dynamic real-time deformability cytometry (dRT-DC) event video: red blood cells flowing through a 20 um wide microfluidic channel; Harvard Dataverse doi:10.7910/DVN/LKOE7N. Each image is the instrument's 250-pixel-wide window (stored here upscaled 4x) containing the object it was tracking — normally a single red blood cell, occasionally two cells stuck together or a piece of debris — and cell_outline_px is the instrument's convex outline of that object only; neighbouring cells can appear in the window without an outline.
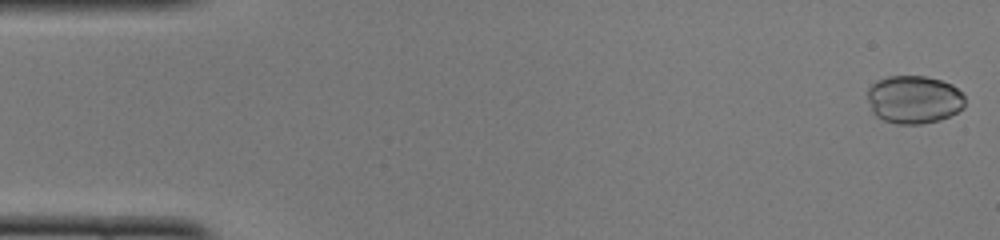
{"species": "common noctule bat (a hibernating species)", "species_latin": "Nyctalus noctula", "temperature_condition": "cold", "stored_images_in_passage": 48, "camera_frame_rate_fps": 3000, "um_per_image_px": 0.085, "animal": {"sex": "female", "body_mass_g": 22.0, "forearm_length_mm": 56.7}, "frame": {"image": 1, "passage_image": 1, "time_ms": 0.0, "image_size_px": [1000, 240], "cell_outline_px": [[964, 108], [940, 120], [920, 124], [896, 124], [884, 120], [876, 116], [872, 112], [868, 100], [868, 88], [876, 80], [888, 76], [924, 76], [940, 80], [952, 84], [964, 96]], "centroid_in_image_um": [77.66, 8.46], "position_along_channel_um": 7.3, "area_um2": 27.34}}
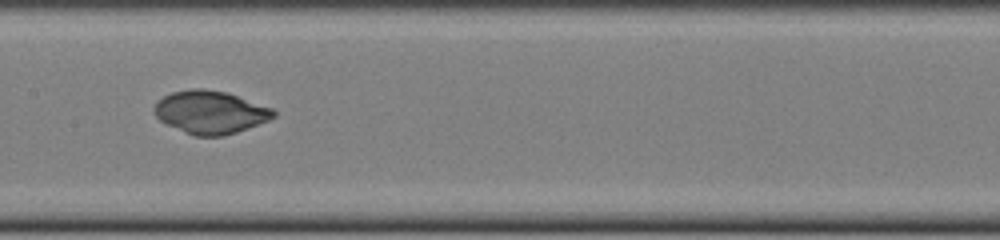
{"frame": {"image": 2, "passage_image": 24, "time_ms": 7.667, "image_size_px": [1000, 240], "cell_outline_px": [[276, 116], [268, 120], [248, 128], [224, 136], [192, 136], [164, 124], [152, 112], [152, 108], [156, 100], [172, 92], [188, 88], [204, 88], [228, 92], [272, 108], [276, 112]], "centroid_in_image_um": [17.82, 9.53], "position_along_channel_um": 189.6, "area_um2": 30.35}}
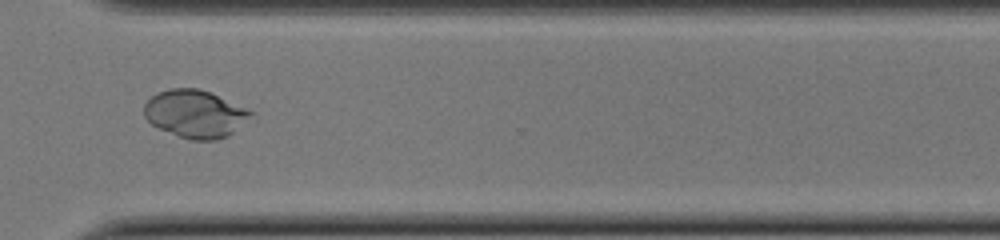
{"frame": {"image": 3, "passage_image": 36, "time_ms": 11.667, "image_size_px": [1000, 240], "cell_outline_px": [[256, 116], [228, 136], [216, 140], [188, 140], [160, 128], [152, 124], [144, 116], [144, 104], [156, 92], [168, 88], [200, 88], [256, 112]], "centroid_in_image_um": [16.63, 9.67], "position_along_channel_um": 354.0, "area_um2": 30.0}, "authors_computed_cell_mechanics": {"area_um2": 29.6225, "velocity_mm_per_s": 4.0974, "shape_relaxation_time_tau1_ms": 5.0499, "shape_relaxation_time_tau2_ms": null, "deformation_change_tau1": 0.1368, "deformation_change_tau2": null}}